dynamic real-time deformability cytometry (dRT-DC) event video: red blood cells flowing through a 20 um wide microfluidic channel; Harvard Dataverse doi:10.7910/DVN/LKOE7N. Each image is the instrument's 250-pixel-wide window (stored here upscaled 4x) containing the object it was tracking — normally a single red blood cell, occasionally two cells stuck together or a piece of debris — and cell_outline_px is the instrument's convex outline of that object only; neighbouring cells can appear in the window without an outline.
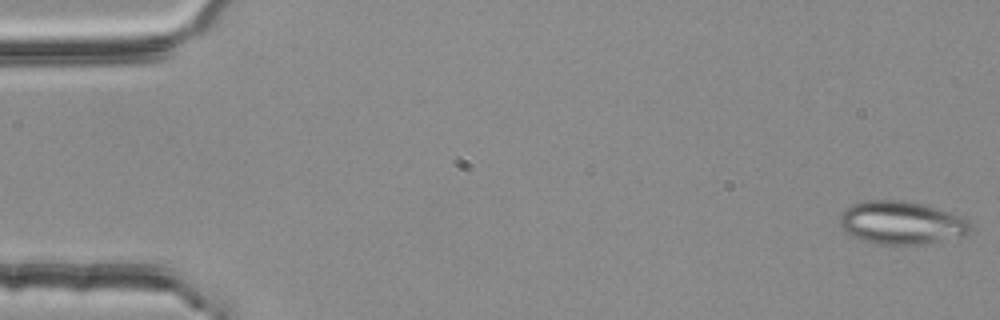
{"species": "common noctule bat (a hibernating species)", "species_latin": "Nyctalus noctula", "temperature_condition": "room temperature", "stored_images_in_passage": 54, "camera_frame_rate_fps": 3000, "um_per_image_px": 0.085, "animal": {"sex": "female", "body_mass_g": 25.1}, "frame": {"image": 1, "passage_image": 1, "time_ms": 0.0, "image_size_px": [1000, 320], "cell_outline_px": [[972, 228], [964, 236], [920, 244], [876, 244], [860, 240], [852, 236], [840, 224], [840, 212], [844, 208], [852, 204], [868, 200], [904, 200], [924, 204], [960, 216], [968, 220], [972, 224]], "centroid_in_image_um": [76.61, 18.92], "position_along_channel_um": 8.4, "area_um2": 32.77}}
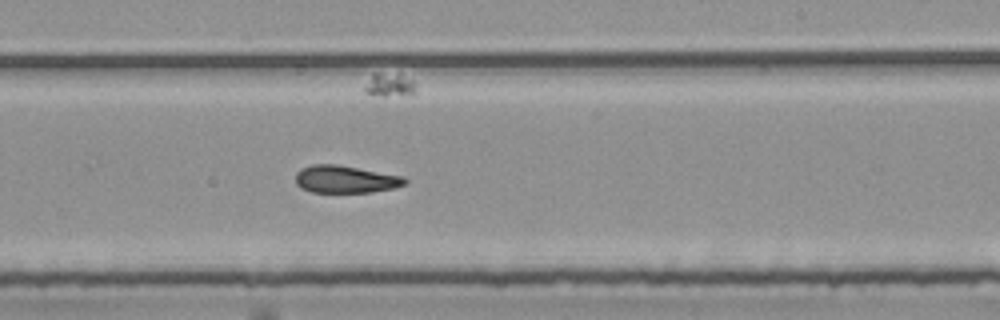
{"frame": {"image": 2, "passage_image": 33, "time_ms": 10.667, "image_size_px": [1000, 320], "cell_outline_px": [[408, 180], [404, 184], [392, 188], [372, 192], [312, 192], [300, 188], [296, 184], [296, 172], [300, 168], [312, 164], [336, 164], [404, 176]], "centroid_in_image_um": [29.33, 15.23], "position_along_channel_um": 259.7, "area_um2": 17.51}}
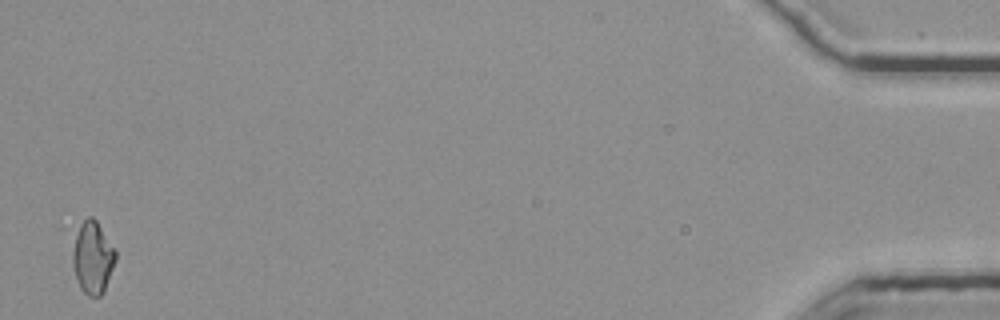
{"frame": {"image": 3, "passage_image": 54, "time_ms": 17.667, "image_size_px": [1000, 320], "cell_outline_px": [[116, 260], [104, 292], [100, 296], [88, 296], [80, 288], [76, 280], [72, 260], [72, 252], [76, 236], [80, 224], [88, 216], [92, 216], [96, 220], [116, 252]], "centroid_in_image_um": [7.87, 21.92], "position_along_channel_um": 427.3, "area_um2": 17.92}, "authors_computed_cell_mechanics": {"area_um2": 18.2937, "velocity_mm_per_s": 3.7381, "shape_relaxation_time_tau1_ms": null, "shape_relaxation_time_tau2_ms": 7.4895, "deformation_change_tau1": null, "deformation_change_tau2": 0.1643}}